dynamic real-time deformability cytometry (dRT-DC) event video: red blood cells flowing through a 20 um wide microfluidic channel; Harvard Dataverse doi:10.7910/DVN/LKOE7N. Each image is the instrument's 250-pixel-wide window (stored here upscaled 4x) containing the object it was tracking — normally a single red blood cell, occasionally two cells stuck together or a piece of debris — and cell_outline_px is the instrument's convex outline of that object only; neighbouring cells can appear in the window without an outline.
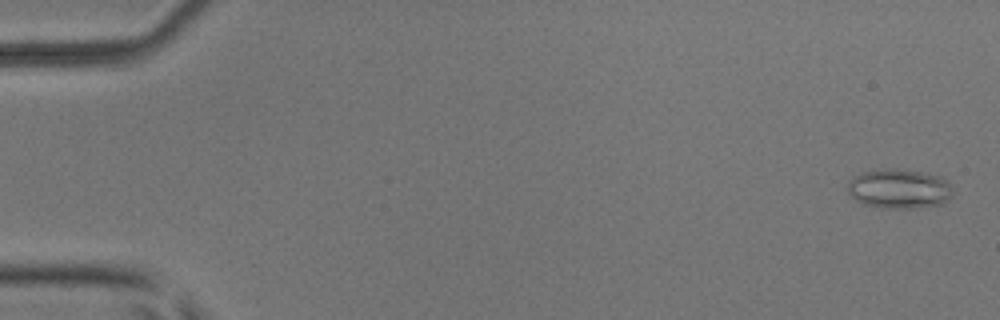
{"species": "common noctule bat (a hibernating species)", "species_latin": "Nyctalus noctula", "temperature_condition": "room temperature", "stored_images_in_passage": 50, "camera_frame_rate_fps": 3000, "um_per_image_px": 0.085, "animal": {"sex": "male", "body_mass_g": 17.9, "forearm_length_mm": 54.2}, "frame": {"image": 1, "passage_image": 1, "time_ms": 0.0, "image_size_px": [1000, 320], "cell_outline_px": [[952, 196], [940, 204], [912, 208], [884, 208], [864, 204], [856, 200], [848, 192], [848, 180], [852, 176], [860, 172], [920, 172], [936, 176], [944, 180], [948, 184], [952, 192]], "centroid_in_image_um": [76.38, 16.1], "position_along_channel_um": 8.6, "area_um2": 23.0}}
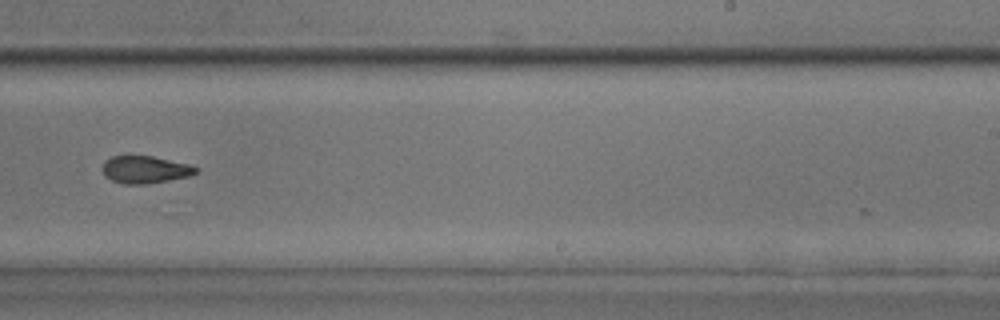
{"frame": {"image": 2, "passage_image": 32, "time_ms": 10.333, "image_size_px": [1000, 320], "cell_outline_px": [[200, 168], [196, 172], [188, 176], [148, 184], [124, 184], [112, 180], [104, 176], [104, 160], [112, 156], [128, 152], [152, 156], [188, 164]], "centroid_in_image_um": [12.28, 14.37], "position_along_channel_um": 276.7, "area_um2": 15.32}}
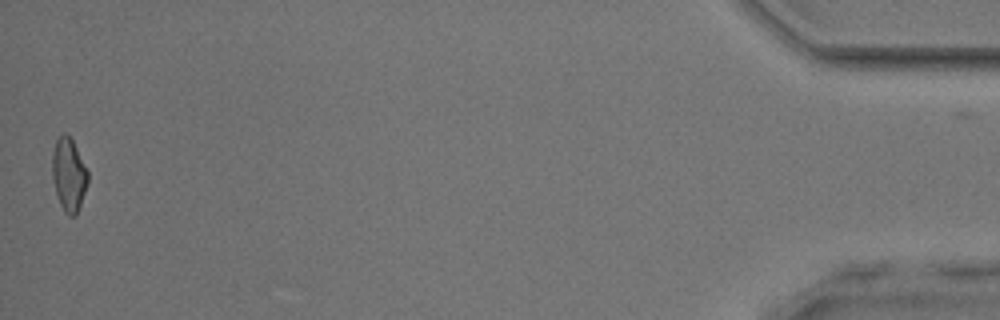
{"frame": {"image": 3, "passage_image": 50, "time_ms": 16.333, "image_size_px": [1000, 320], "cell_outline_px": [[88, 184], [76, 216], [68, 216], [64, 212], [60, 204], [56, 192], [52, 176], [52, 152], [56, 140], [64, 132], [72, 140], [88, 172]], "centroid_in_image_um": [5.84, 14.88], "position_along_channel_um": 429.4, "area_um2": 15.09}, "authors_computed_cell_mechanics": {"area_um2": 15.9817, "velocity_mm_per_s": 4.0881, "shape_relaxation_time_tau1_ms": 9.307, "shape_relaxation_time_tau2_ms": 2.1525, "deformation_change_tau1": 0.1855, "deformation_change_tau2": 0.0836}}